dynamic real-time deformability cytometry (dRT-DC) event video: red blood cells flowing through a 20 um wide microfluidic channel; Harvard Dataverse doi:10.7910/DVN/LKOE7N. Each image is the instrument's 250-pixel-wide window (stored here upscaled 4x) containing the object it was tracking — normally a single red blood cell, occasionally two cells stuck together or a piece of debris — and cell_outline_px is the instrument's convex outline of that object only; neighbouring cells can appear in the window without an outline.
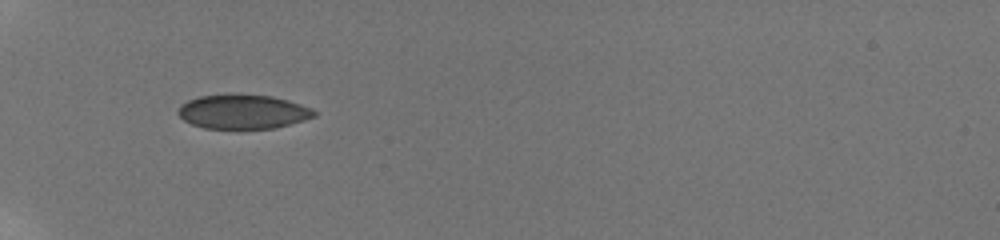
{"species": "human", "species_latin": "Homo sapiens", "temperature_condition": "room temperature", "stored_images_in_passage": 63, "camera_frame_rate_fps": 3000, "um_per_image_px": 0.085, "donor": {"sex": "male"}, "frame": {"image": 1, "passage_image": 1, "time_ms": 0.0, "image_size_px": [1000, 240], "cell_outline_px": [[316, 116], [304, 120], [276, 128], [204, 128], [192, 124], [184, 120], [176, 112], [180, 104], [188, 100], [200, 96], [236, 92], [272, 96], [288, 100], [312, 108], [316, 112]], "centroid_in_image_um": [20.63, 9.46], "position_along_channel_um": 64.4, "area_um2": 27.63}}
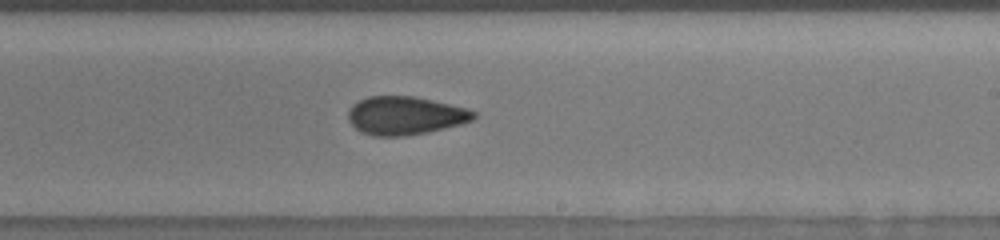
{"frame": {"image": 2, "passage_image": 31, "time_ms": 5.333, "image_size_px": [1000, 240], "cell_outline_px": [[476, 116], [472, 120], [460, 124], [428, 132], [404, 136], [372, 136], [360, 132], [348, 120], [348, 112], [352, 104], [368, 96], [416, 96], [468, 108], [476, 112]], "centroid_in_image_um": [34.43, 9.82], "position_along_channel_um": 254.6, "area_um2": 28.15}}
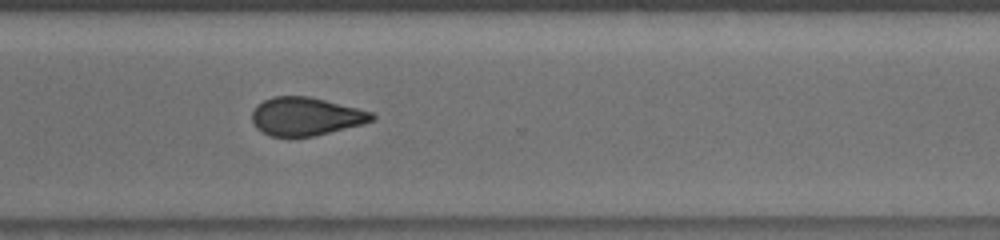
{"frame": {"image": 3, "passage_image": 42, "time_ms": 7.667, "image_size_px": [1000, 240], "cell_outline_px": [[376, 116], [372, 120], [360, 124], [312, 136], [268, 136], [256, 128], [252, 120], [252, 112], [264, 100], [272, 96], [308, 96], [372, 112]], "centroid_in_image_um": [25.94, 9.89], "position_along_channel_um": 344.7, "area_um2": 26.13}, "authors_computed_cell_mechanics": {"area_um2": 27.5128, "velocity_mm_per_s": 3.862, "shape_relaxation_time_tau1_ms": 11.2264, "shape_relaxation_time_tau2_ms": 2.0052, "deformation_change_tau1": 0.1485, "deformation_change_tau2": 0.0597}}